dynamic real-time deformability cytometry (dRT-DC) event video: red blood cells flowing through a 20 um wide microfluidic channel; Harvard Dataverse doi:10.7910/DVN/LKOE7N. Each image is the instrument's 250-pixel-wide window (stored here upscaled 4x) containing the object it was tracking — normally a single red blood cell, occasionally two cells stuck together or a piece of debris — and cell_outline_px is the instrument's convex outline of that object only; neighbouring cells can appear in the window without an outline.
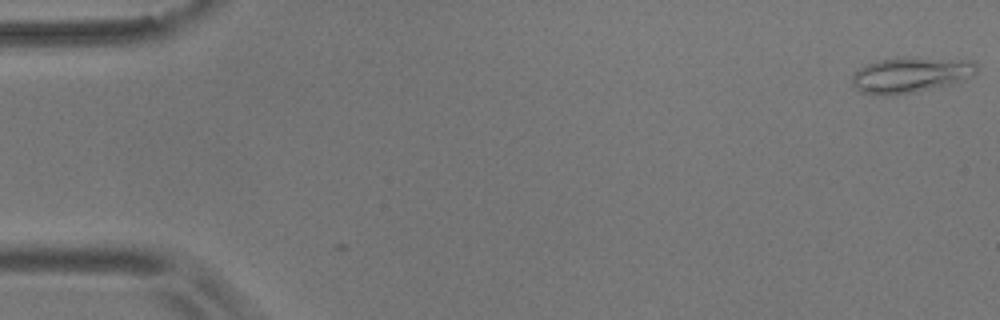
{"species": "common noctule bat (a hibernating species)", "species_latin": "Nyctalus noctula", "temperature_condition": "room temperature", "stored_images_in_passage": 11, "camera_frame_rate_fps": 3000, "um_per_image_px": 0.085, "animal": {"sex": "male", "body_mass_g": 17.9}, "frame": {"image": 1, "passage_image": 1, "time_ms": 0.0, "image_size_px": [1000, 320], "cell_outline_px": [[980, 68], [972, 76], [964, 80], [948, 84], [912, 92], [884, 96], [872, 96], [860, 92], [852, 84], [852, 76], [860, 68], [868, 64], [880, 60], [904, 56], [916, 56], [976, 60]], "centroid_in_image_um": [77.45, 6.33], "position_along_channel_um": 7.6, "area_um2": 26.36}}